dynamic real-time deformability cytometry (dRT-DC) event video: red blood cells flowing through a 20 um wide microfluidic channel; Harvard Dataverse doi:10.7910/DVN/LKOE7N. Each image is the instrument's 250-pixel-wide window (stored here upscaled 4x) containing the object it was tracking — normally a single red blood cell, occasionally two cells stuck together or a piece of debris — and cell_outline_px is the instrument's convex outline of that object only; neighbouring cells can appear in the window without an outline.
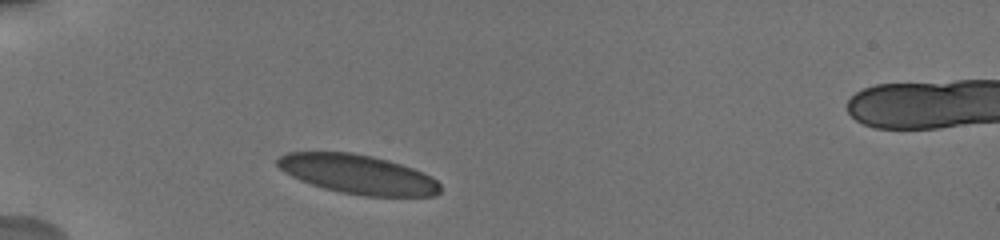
{"species": "human", "species_latin": "Homo sapiens", "temperature_condition": "cold", "stored_images_in_passage": 5, "camera_frame_rate_fps": 3000, "um_per_image_px": 0.085, "donor": {"sex": "male"}, "frame": {"image": 1, "passage_image": 1, "time_ms": 0.0, "image_size_px": [1000, 240], "cell_outline_px": [[440, 192], [436, 196], [364, 196], [340, 192], [324, 188], [300, 180], [284, 172], [276, 164], [276, 156], [288, 152], [352, 152], [372, 156], [388, 160], [424, 172], [432, 176], [440, 184]], "centroid_in_image_um": [30.41, 14.81], "position_along_channel_um": 54.6, "area_um2": 37.34}}
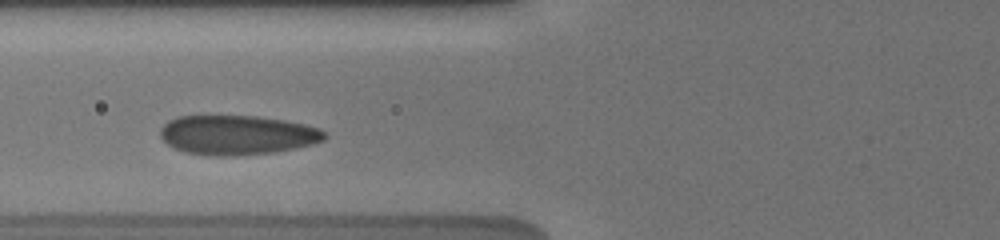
{"frame": {"image": 2, "passage_image": 3, "time_ms": 2.0, "image_size_px": [1000, 240], "cell_outline_px": [[328, 136], [324, 140], [312, 144], [272, 152], [236, 156], [216, 156], [184, 152], [172, 148], [160, 136], [160, 128], [168, 120], [176, 116], [256, 116], [284, 120], [304, 124], [320, 128]], "centroid_in_image_um": [20.13, 11.47], "position_along_channel_um": 105.7, "area_um2": 37.86}}
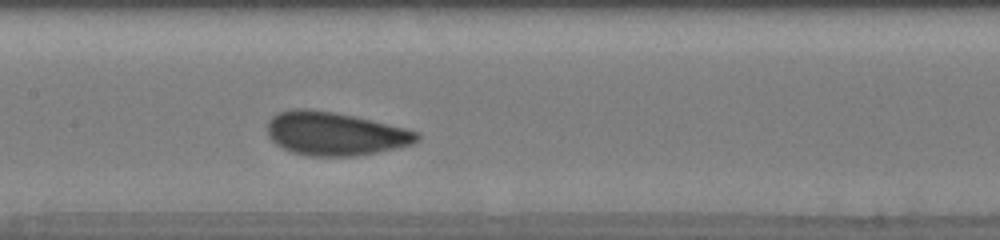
{"frame": {"image": 3, "passage_image": 5, "time_ms": 4.0, "image_size_px": [1000, 240], "cell_outline_px": [[420, 140], [412, 144], [396, 148], [356, 156], [308, 156], [292, 152], [276, 144], [268, 136], [268, 120], [272, 116], [280, 112], [292, 108], [308, 108], [332, 112], [352, 116], [404, 128], [420, 132]], "centroid_in_image_um": [28.46, 11.37], "position_along_channel_um": 178.9, "area_um2": 37.69}}